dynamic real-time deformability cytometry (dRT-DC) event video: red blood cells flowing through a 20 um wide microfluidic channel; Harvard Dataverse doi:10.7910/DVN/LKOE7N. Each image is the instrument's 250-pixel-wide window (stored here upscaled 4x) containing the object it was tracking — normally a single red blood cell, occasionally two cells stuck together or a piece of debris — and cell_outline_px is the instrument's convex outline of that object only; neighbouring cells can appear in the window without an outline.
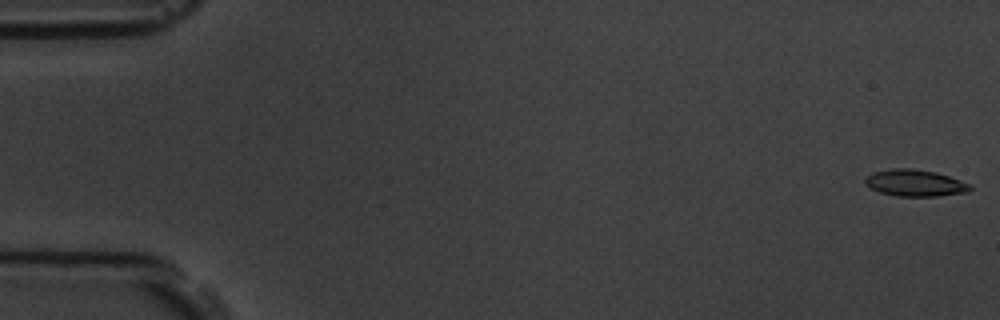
{"species": "common noctule bat (a hibernating species)", "species_latin": "Nyctalus noctula", "temperature_condition": "room temperature", "stored_images_in_passage": 10, "camera_frame_rate_fps": 3000, "um_per_image_px": 0.085, "animal": {"sex": "male", "body_mass_g": 19.5, "forearm_length_mm": 54.6}, "frame": {"image": 1, "passage_image": 1, "time_ms": 0.0, "image_size_px": [1000, 320], "cell_outline_px": [[972, 188], [968, 192], [936, 196], [896, 196], [880, 192], [872, 188], [864, 180], [872, 172], [892, 168], [912, 168], [936, 172], [972, 184]], "centroid_in_image_um": [77.81, 15.55], "position_along_channel_um": 7.2, "area_um2": 16.24}}
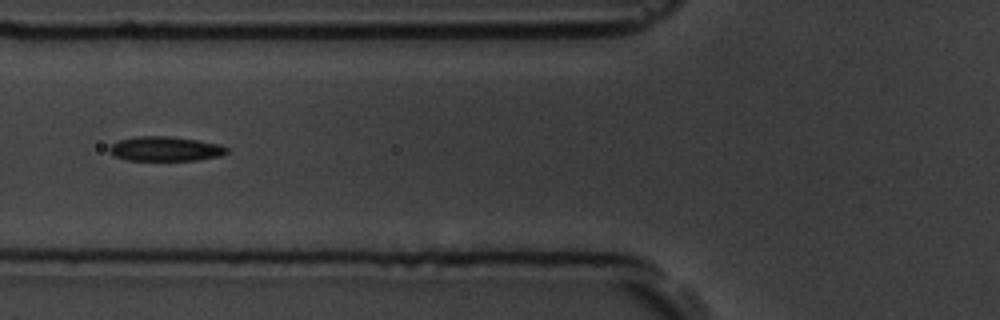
{"frame": {"image": 2, "passage_image": 6, "time_ms": 6.667, "image_size_px": [1000, 320], "cell_outline_px": [[228, 152], [220, 156], [196, 160], [128, 160], [112, 156], [108, 152], [108, 148], [116, 140], [136, 136], [168, 136], [196, 140], [220, 144], [228, 148]], "centroid_in_image_um": [13.99, 12.65], "position_along_channel_um": 111.8, "area_um2": 16.94}}
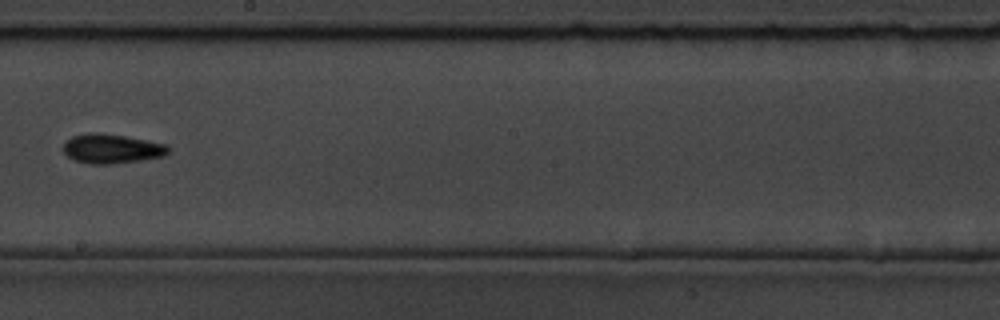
{"frame": {"image": 3, "passage_image": 9, "time_ms": 10.0, "image_size_px": [1000, 320], "cell_outline_px": [[172, 148], [164, 156], [140, 160], [112, 164], [92, 164], [72, 160], [64, 152], [64, 144], [72, 136], [88, 132], [100, 132], [124, 136], [168, 144]], "centroid_in_image_um": [9.51, 12.63], "position_along_channel_um": 238.7, "area_um2": 18.09}}